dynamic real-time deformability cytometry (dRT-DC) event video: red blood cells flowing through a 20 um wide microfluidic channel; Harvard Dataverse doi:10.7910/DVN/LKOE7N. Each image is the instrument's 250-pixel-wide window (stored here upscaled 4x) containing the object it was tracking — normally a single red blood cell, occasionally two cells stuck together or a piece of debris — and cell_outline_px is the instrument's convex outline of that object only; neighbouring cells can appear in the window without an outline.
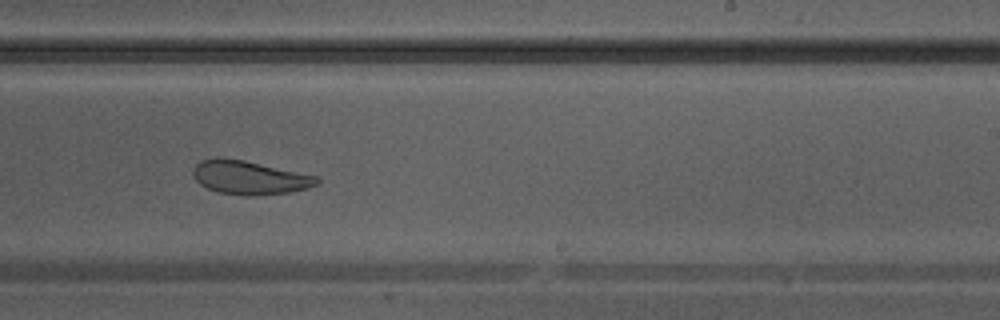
{"species": "Egyptian fruit bat (a non-hibernating species)", "species_latin": "Rousettus aegyptiacus", "temperature_condition": "warm", "stored_images_in_passage": 39, "camera_frame_rate_fps": 3000, "um_per_image_px": 0.085, "animal": {"sex": "male"}, "frame": {"image": 1, "passage_image": 23, "time_ms": 7.333, "image_size_px": [1000, 320], "cell_outline_px": [[320, 180], [316, 184], [308, 188], [288, 192], [256, 196], [244, 196], [220, 192], [208, 188], [200, 184], [196, 180], [192, 172], [196, 164], [200, 160], [216, 156], [244, 160], [320, 176]], "centroid_in_image_um": [21.21, 15.08], "position_along_channel_um": 267.8, "area_um2": 24.51}}